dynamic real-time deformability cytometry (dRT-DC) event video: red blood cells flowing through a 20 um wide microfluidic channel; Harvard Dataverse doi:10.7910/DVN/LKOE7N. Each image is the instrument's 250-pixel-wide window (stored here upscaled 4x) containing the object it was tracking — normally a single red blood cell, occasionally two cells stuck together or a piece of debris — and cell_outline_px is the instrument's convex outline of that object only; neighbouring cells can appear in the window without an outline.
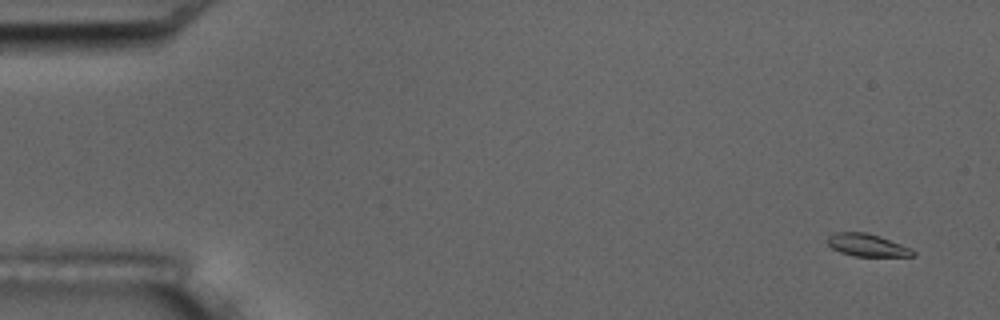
{"species": "common noctule bat (a hibernating species)", "species_latin": "Nyctalus noctula", "temperature_condition": "room temperature", "stored_images_in_passage": 4, "camera_frame_rate_fps": 3000, "um_per_image_px": 0.085, "animal": {"sex": "male", "body_mass_g": 17.5, "forearm_length_mm": 52.3}, "frame": {"image": 1, "passage_image": 1, "time_ms": 0.0, "image_size_px": [1000, 320], "cell_outline_px": [[916, 256], [852, 256], [840, 252], [832, 248], [828, 244], [828, 236], [832, 232], [868, 232], [880, 236], [912, 248], [916, 252]], "centroid_in_image_um": [73.72, 20.83], "position_along_channel_um": 11.3, "area_um2": 11.39}}
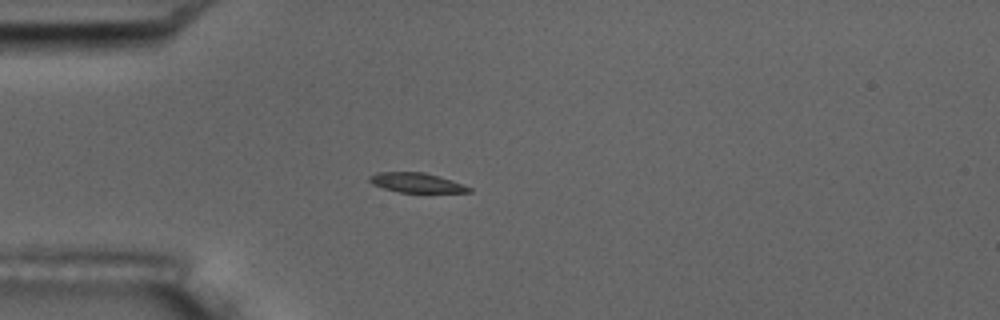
{"frame": {"image": 2, "passage_image": 4, "time_ms": 4.333, "image_size_px": [1000, 320], "cell_outline_px": [[472, 192], [400, 192], [384, 188], [372, 184], [368, 180], [368, 176], [376, 172], [424, 172], [452, 180], [472, 188]], "centroid_in_image_um": [35.37, 15.52], "position_along_channel_um": 49.6, "area_um2": 11.33}}